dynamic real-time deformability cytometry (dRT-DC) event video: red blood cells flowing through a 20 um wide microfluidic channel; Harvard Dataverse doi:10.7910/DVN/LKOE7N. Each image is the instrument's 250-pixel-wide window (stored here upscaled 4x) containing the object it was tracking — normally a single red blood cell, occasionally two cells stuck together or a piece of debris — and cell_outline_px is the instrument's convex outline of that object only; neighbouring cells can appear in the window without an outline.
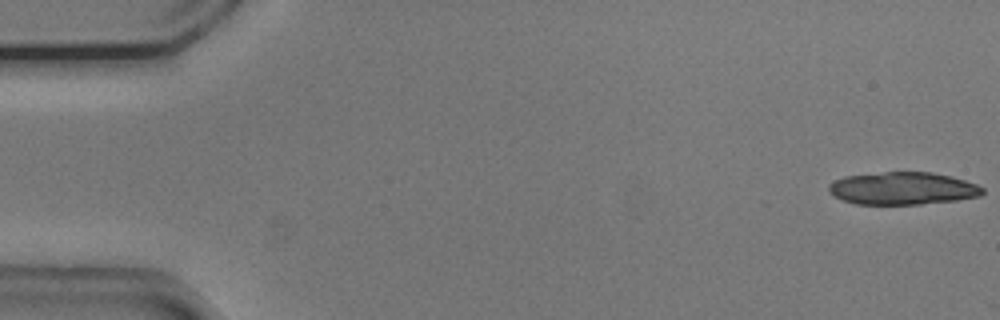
{"species": "common noctule bat (a hibernating species)", "species_latin": "Nyctalus noctula", "temperature_condition": "cold", "stored_images_in_passage": 2, "camera_frame_rate_fps": 3000, "um_per_image_px": 0.085, "animal": {"sex": "male", "body_mass_g": 20.5, "forearm_length_mm": 52.5}, "frame": {"image": 1, "passage_image": 1, "time_ms": 0.0, "image_size_px": [1000, 320], "cell_outline_px": [[984, 192], [980, 196], [956, 200], [920, 204], [856, 204], [844, 200], [828, 192], [828, 184], [844, 176], [884, 172], [932, 172], [964, 180], [976, 184], [984, 188]], "centroid_in_image_um": [76.73, 16.01], "position_along_channel_um": 8.3, "area_um2": 29.02}}